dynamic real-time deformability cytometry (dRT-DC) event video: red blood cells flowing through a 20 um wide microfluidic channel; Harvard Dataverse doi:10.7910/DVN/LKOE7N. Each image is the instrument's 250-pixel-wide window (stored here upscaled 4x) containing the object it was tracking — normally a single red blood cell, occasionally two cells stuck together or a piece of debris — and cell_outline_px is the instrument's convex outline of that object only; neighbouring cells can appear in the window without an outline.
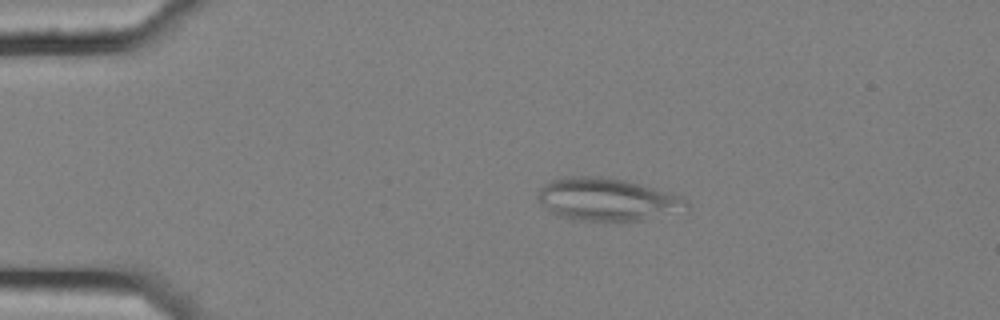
{"species": "common noctule bat (a hibernating species)", "species_latin": "Nyctalus noctula", "temperature_condition": "cold", "stored_images_in_passage": 5, "camera_frame_rate_fps": 3000, "um_per_image_px": 0.085, "animal": {"sex": "female", "body_mass_g": 25.1}, "frame": {"image": 1, "passage_image": 2, "time_ms": 0.333, "image_size_px": [1000, 320], "cell_outline_px": [[688, 208], [640, 220], [568, 220], [552, 212], [536, 196], [540, 188], [544, 184], [552, 180], [564, 176], [600, 176], [624, 180], [640, 184], [684, 196], [688, 200]], "centroid_in_image_um": [51.59, 16.93], "position_along_channel_um": 33.4, "area_um2": 36.53}}